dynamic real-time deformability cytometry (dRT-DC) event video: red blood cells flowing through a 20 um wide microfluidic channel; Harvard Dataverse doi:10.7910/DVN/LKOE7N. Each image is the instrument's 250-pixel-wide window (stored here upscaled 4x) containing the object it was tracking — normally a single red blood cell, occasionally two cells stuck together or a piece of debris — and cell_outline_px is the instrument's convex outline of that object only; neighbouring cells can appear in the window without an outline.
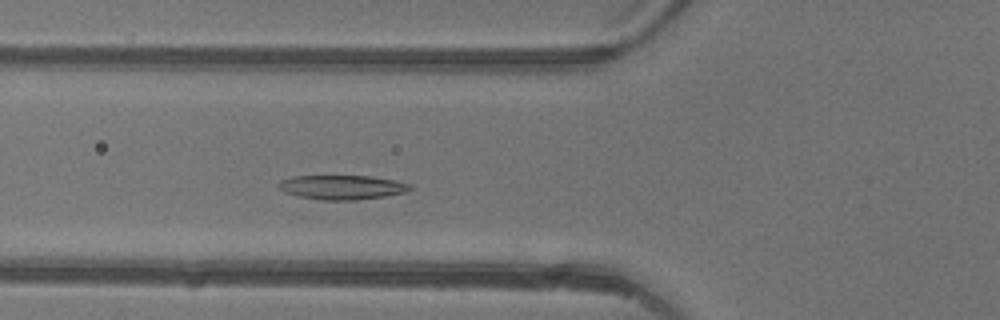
{"species": "common noctule bat (a hibernating species)", "species_latin": "Nyctalus noctula", "temperature_condition": "warm", "stored_images_in_passage": 42, "camera_frame_rate_fps": 3000, "um_per_image_px": 0.085, "animal": {"sex": "female"}, "frame": {"image": 1, "passage_image": 13, "time_ms": 4.0, "image_size_px": [1000, 320], "cell_outline_px": [[416, 188], [408, 192], [384, 196], [356, 200], [324, 200], [296, 196], [284, 192], [276, 184], [280, 180], [292, 176], [372, 176], [396, 180], [412, 184]], "centroid_in_image_um": [29.12, 15.91], "position_along_channel_um": 96.7, "area_um2": 18.96}}
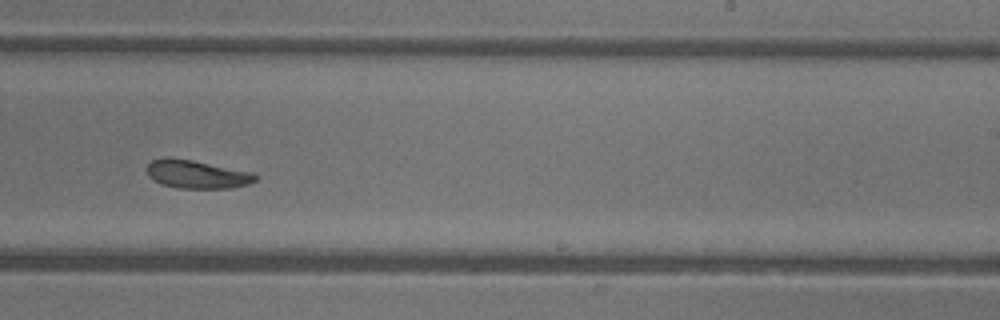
{"frame": {"image": 2, "passage_image": 25, "time_ms": 8.0, "image_size_px": [1000, 320], "cell_outline_px": [[260, 176], [256, 180], [248, 184], [232, 188], [176, 188], [160, 184], [152, 180], [148, 176], [148, 164], [152, 160], [164, 156], [168, 156], [192, 160], [252, 172]], "centroid_in_image_um": [16.71, 14.81], "position_along_channel_um": 272.3, "area_um2": 18.09}}
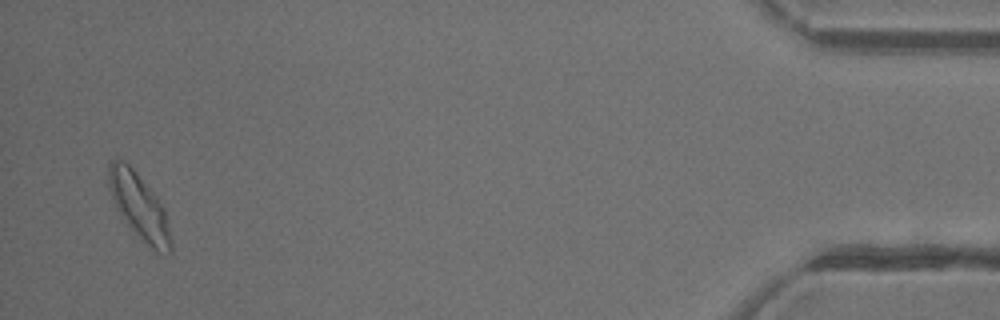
{"frame": {"image": 3, "passage_image": 41, "time_ms": 13.333, "image_size_px": [1000, 320], "cell_outline_px": [[172, 252], [156, 252], [128, 224], [116, 208], [108, 188], [108, 160], [124, 160], [132, 168], [152, 192], [164, 208], [172, 240]], "centroid_in_image_um": [11.81, 17.51], "position_along_channel_um": 423.4, "area_um2": 23.18}, "authors_computed_cell_mechanics": {"area_um2": 19.1029, "velocity_mm_per_s": 4.3873, "shape_relaxation_time_tau1_ms": 3.9804, "shape_relaxation_time_tau2_ms": null, "deformation_change_tau1": 0.1518, "deformation_change_tau2": null}}